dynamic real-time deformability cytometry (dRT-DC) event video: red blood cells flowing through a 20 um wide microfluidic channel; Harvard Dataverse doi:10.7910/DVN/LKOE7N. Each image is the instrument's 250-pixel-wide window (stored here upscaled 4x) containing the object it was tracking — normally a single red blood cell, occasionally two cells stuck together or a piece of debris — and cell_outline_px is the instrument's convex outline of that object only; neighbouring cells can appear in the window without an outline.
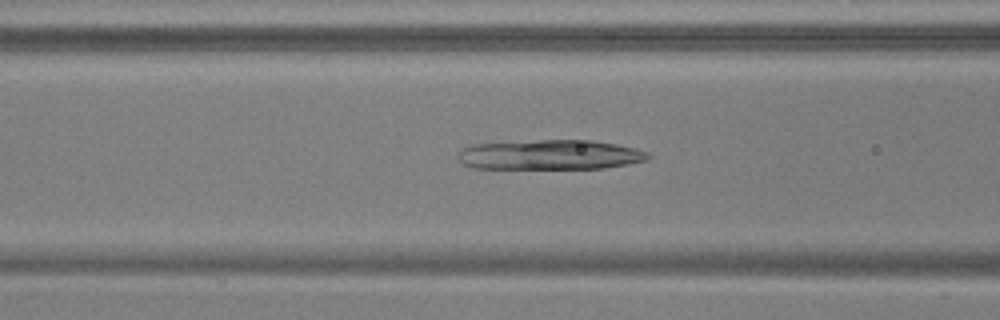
{"species": "common noctule bat (a hibernating species)", "species_latin": "Nyctalus noctula", "temperature_condition": "warm", "stored_images_in_passage": 38, "camera_frame_rate_fps": 3000, "um_per_image_px": 0.085, "animal": {"sex": "male", "body_mass_g": 17.9, "forearm_length_mm": 54.2}, "frame": {"image": 1, "passage_image": 13, "time_ms": 4.0, "image_size_px": [1000, 320], "cell_outline_px": [[652, 156], [648, 160], [628, 164], [604, 168], [472, 168], [464, 164], [456, 156], [464, 148], [472, 144], [540, 140], [592, 140], [616, 144], [648, 152]], "centroid_in_image_um": [46.77, 13.15], "position_along_channel_um": 119.8, "area_um2": 32.95}}
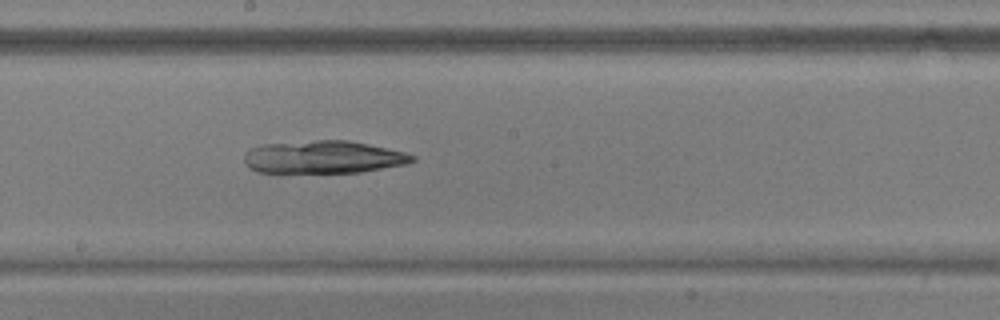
{"frame": {"image": 2, "passage_image": 21, "time_ms": 6.667, "image_size_px": [1000, 320], "cell_outline_px": [[416, 160], [408, 164], [360, 172], [280, 176], [256, 172], [248, 168], [244, 164], [244, 156], [248, 148], [264, 144], [316, 140], [348, 140], [368, 144], [404, 152], [416, 156]], "centroid_in_image_um": [27.37, 13.41], "position_along_channel_um": 220.8, "area_um2": 33.64}}
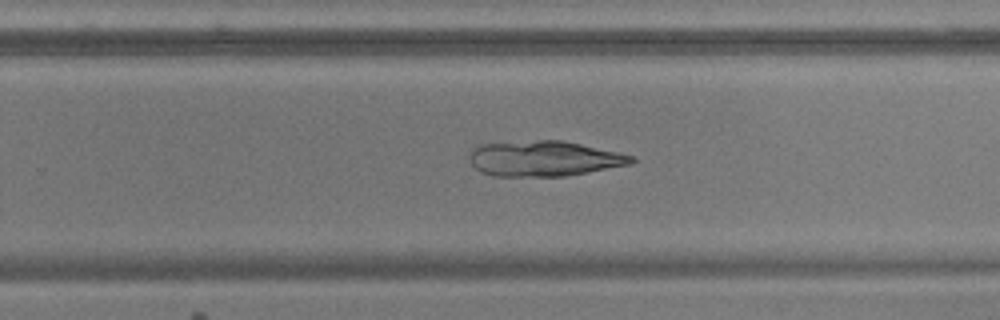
{"frame": {"image": 3, "passage_image": 26, "time_ms": 8.333, "image_size_px": [1000, 320], "cell_outline_px": [[636, 160], [632, 164], [588, 172], [564, 176], [492, 176], [480, 172], [472, 164], [468, 156], [472, 148], [476, 144], [536, 140], [564, 140], [616, 152], [632, 156]], "centroid_in_image_um": [46.19, 13.47], "position_along_channel_um": 283.6, "area_um2": 33.52}}